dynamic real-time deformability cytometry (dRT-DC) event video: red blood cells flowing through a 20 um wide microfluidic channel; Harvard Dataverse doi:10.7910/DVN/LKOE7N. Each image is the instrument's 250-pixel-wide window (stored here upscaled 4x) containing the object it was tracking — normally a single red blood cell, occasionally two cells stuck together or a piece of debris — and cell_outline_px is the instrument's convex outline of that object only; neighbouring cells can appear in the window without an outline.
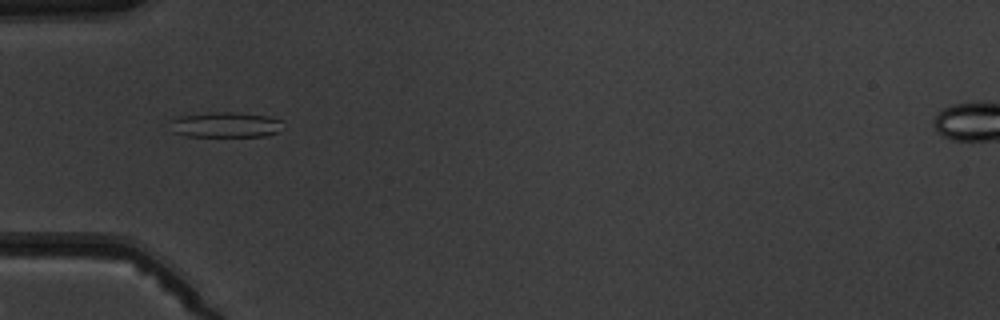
{"species": "common noctule bat (a hibernating species)", "species_latin": "Nyctalus noctula", "temperature_condition": "warm", "stored_images_in_passage": 2, "camera_frame_rate_fps": 3000, "um_per_image_px": 0.085, "animal": {"sex": "male", "body_mass_g": 19.5, "forearm_length_mm": 54.6}, "frame": {"image": 1, "passage_image": 1, "time_ms": 0.0, "image_size_px": [1000, 320], "cell_outline_px": [[284, 128], [276, 132], [264, 136], [188, 136], [172, 132], [172, 120], [180, 116], [208, 112], [240, 112], [268, 116], [284, 120]], "centroid_in_image_um": [19.25, 10.59], "position_along_channel_um": 65.8, "area_um2": 16.82}}
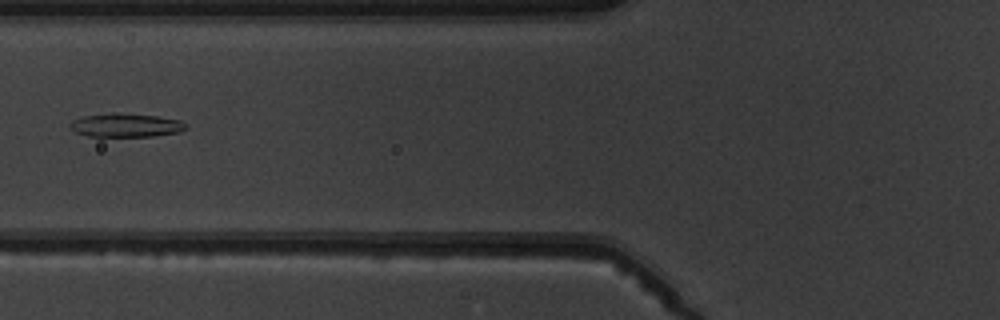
{"frame": {"image": 2, "passage_image": 2, "time_ms": 1.333, "image_size_px": [1000, 320], "cell_outline_px": [[188, 128], [180, 132], [152, 136], [88, 136], [76, 132], [68, 128], [68, 124], [72, 120], [84, 116], [112, 112], [120, 112], [156, 116], [180, 120]], "centroid_in_image_um": [10.66, 10.63], "position_along_channel_um": 115.1, "area_um2": 16.07}}